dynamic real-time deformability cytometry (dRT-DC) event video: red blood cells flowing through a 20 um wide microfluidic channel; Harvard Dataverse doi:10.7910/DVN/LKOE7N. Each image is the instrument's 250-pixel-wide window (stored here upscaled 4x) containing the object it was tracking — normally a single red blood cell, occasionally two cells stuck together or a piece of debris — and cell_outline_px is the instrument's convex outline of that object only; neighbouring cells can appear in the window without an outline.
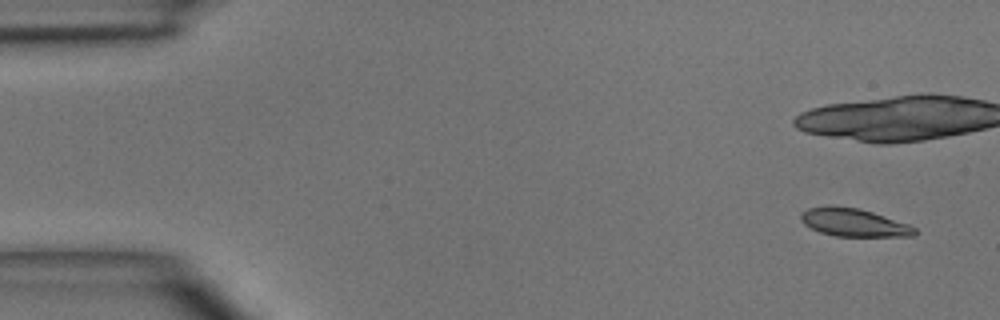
{"species": "common noctule bat (a hibernating species)", "species_latin": "Nyctalus noctula", "temperature_condition": "room temperature", "stored_images_in_passage": 5, "segment_of_instrument_passage": [2, 2], "camera_frame_rate_fps": 3000, "um_per_image_px": 0.085, "animal": {"sex": "male", "body_mass_g": 15.6}, "frame": {"image": 1, "passage_image": 5, "time_ms": 5.667, "image_size_px": [1000, 320], "cell_outline_px": [[920, 232], [916, 236], [836, 236], [820, 232], [804, 224], [800, 220], [800, 212], [808, 208], [856, 208], [872, 212], [908, 224], [916, 228]], "centroid_in_image_um": [72.63, 18.95], "position_along_channel_um": 12.4, "area_um2": 18.03}}